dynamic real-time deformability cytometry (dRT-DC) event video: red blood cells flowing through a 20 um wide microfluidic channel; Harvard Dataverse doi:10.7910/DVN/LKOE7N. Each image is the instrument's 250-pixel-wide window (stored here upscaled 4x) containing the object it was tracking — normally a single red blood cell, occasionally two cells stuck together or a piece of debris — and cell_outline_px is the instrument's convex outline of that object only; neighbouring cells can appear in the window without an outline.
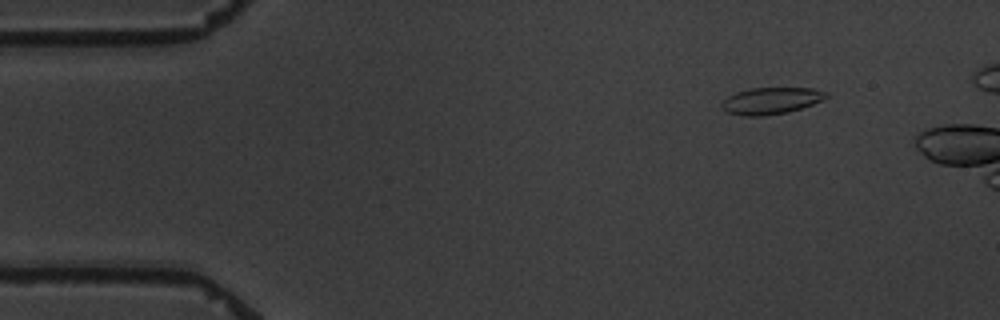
{"species": "common noctule bat (a hibernating species)", "species_latin": "Nyctalus noctula", "temperature_condition": "warm", "stored_images_in_passage": 5, "camera_frame_rate_fps": 3000, "um_per_image_px": 0.085, "animal": {"sex": "male", "body_mass_g": 19.5, "forearm_length_mm": 54.6}, "frame": {"image": 1, "passage_image": 5, "time_ms": 5.667, "image_size_px": [1000, 320], "cell_outline_px": [[828, 96], [824, 100], [788, 112], [764, 116], [744, 116], [728, 112], [720, 108], [720, 104], [728, 96], [736, 92], [748, 88], [812, 88], [828, 92]], "centroid_in_image_um": [65.53, 8.56], "position_along_channel_um": 19.5, "area_um2": 16.36}}